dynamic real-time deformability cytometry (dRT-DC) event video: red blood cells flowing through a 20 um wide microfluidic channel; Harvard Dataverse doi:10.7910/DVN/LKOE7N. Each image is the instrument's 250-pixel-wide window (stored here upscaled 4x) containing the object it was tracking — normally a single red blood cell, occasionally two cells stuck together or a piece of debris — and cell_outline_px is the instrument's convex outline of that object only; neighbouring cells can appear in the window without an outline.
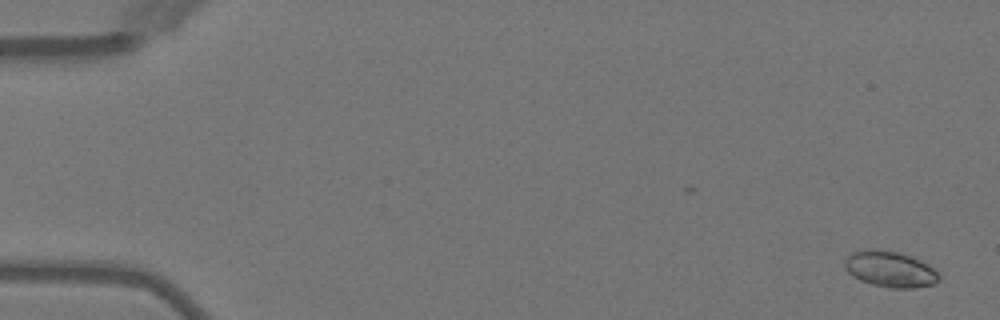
{"species": "Egyptian fruit bat (a non-hibernating species)", "species_latin": "Rousettus aegyptiacus", "temperature_condition": "warm", "stored_images_in_passage": 12, "camera_frame_rate_fps": 3000, "um_per_image_px": 0.085, "animal": {"sex": "female"}, "frame": {"image": 1, "passage_image": 1, "time_ms": 0.0, "image_size_px": [1000, 320], "cell_outline_px": [[940, 280], [932, 284], [916, 288], [892, 288], [872, 284], [860, 280], [848, 272], [844, 268], [844, 260], [852, 252], [868, 248], [876, 248], [900, 252], [920, 260], [928, 264], [940, 276]], "centroid_in_image_um": [75.64, 22.86], "position_along_channel_um": 9.4, "area_um2": 19.88}}